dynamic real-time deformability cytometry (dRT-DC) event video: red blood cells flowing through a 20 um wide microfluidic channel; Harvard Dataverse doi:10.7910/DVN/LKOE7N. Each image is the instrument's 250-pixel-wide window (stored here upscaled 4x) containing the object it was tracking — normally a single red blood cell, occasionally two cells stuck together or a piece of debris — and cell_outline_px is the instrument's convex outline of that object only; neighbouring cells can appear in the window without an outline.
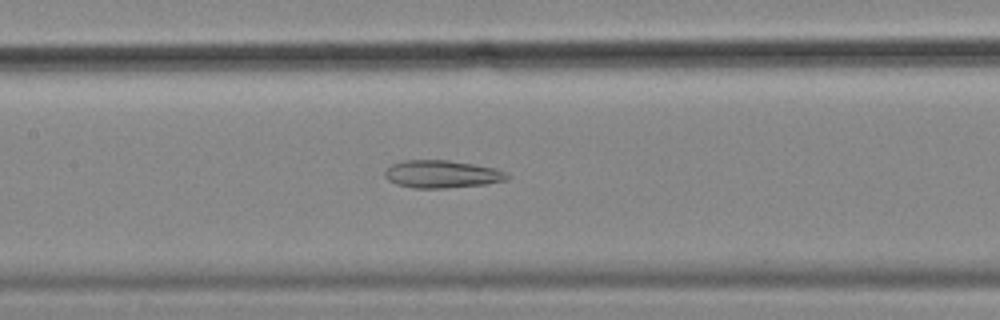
{"species": "common noctule bat (a hibernating species)", "species_latin": "Nyctalus noctula", "temperature_condition": "cold", "stored_images_in_passage": 28, "camera_frame_rate_fps": 3000, "um_per_image_px": 0.085, "animal": {"sex": "female", "body_mass_g": 18.4}, "frame": {"image": 1, "passage_image": 17, "time_ms": 5.333, "image_size_px": [1000, 320], "cell_outline_px": [[512, 176], [508, 180], [484, 184], [444, 188], [412, 188], [396, 184], [388, 180], [384, 176], [384, 172], [392, 164], [404, 160], [448, 160], [496, 168]], "centroid_in_image_um": [37.56, 14.8], "position_along_channel_um": 169.8, "area_um2": 19.71}}
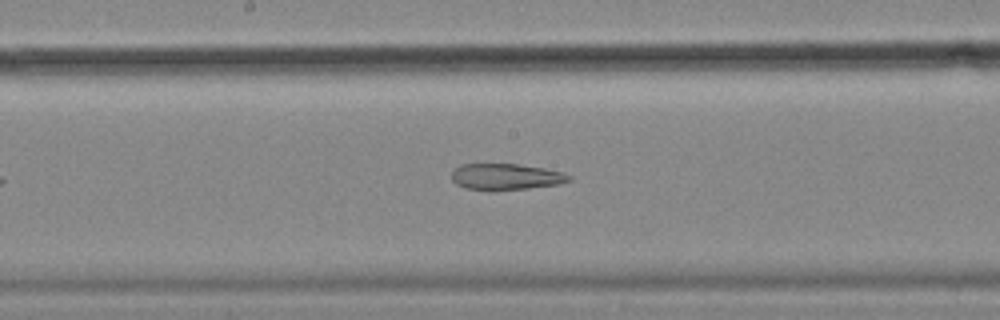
{"frame": {"image": 2, "passage_image": 20, "time_ms": 6.333, "image_size_px": [1000, 320], "cell_outline_px": [[572, 180], [556, 184], [528, 188], [492, 192], [464, 188], [456, 184], [452, 180], [452, 172], [460, 164], [516, 164], [544, 168], [564, 172], [572, 176]], "centroid_in_image_um": [42.98, 15.04], "position_along_channel_um": 205.2, "area_um2": 18.26}}
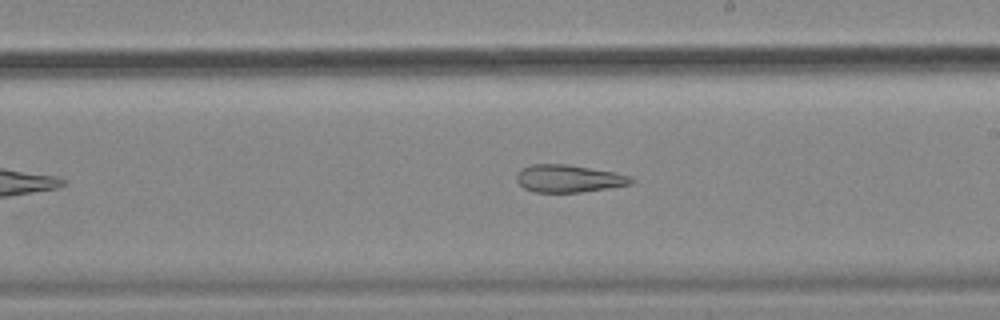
{"frame": {"image": 3, "passage_image": 23, "time_ms": 7.333, "image_size_px": [1000, 320], "cell_outline_px": [[636, 180], [632, 184], [608, 188], [580, 192], [532, 192], [524, 188], [516, 180], [516, 176], [520, 168], [532, 164], [568, 164], [616, 172], [632, 176]], "centroid_in_image_um": [48.36, 15.17], "position_along_channel_um": 240.6, "area_um2": 18.61}}